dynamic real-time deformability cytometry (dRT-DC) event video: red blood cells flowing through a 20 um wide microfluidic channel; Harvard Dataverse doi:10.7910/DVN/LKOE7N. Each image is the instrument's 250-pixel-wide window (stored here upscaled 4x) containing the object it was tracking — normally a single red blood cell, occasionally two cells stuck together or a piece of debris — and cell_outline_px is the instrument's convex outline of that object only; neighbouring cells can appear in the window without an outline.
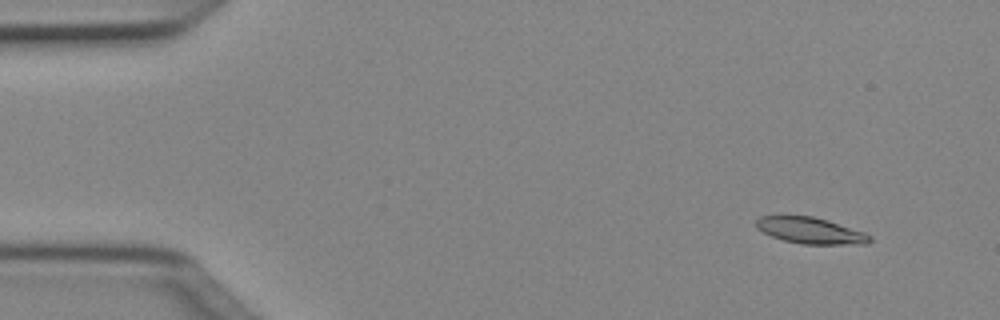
{"species": "Egyptian fruit bat (a non-hibernating species)", "species_latin": "Rousettus aegyptiacus", "temperature_condition": "cold", "stored_images_in_passage": 49, "camera_frame_rate_fps": 3000, "um_per_image_px": 0.085, "animal": {"sex": "female"}, "frame": {"image": 1, "passage_image": 3, "time_ms": 0.667, "image_size_px": [1000, 320], "cell_outline_px": [[872, 240], [868, 244], [804, 244], [784, 240], [772, 236], [756, 228], [756, 220], [760, 216], [784, 212], [812, 216], [828, 220], [864, 232], [872, 236]], "centroid_in_image_um": [68.83, 19.54], "position_along_channel_um": 16.2, "area_um2": 18.03}}
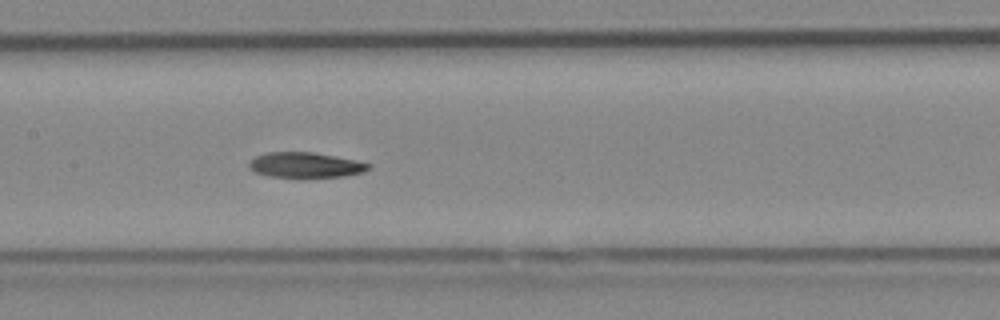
{"frame": {"image": 2, "passage_image": 23, "time_ms": 7.333, "image_size_px": [1000, 320], "cell_outline_px": [[372, 168], [364, 172], [344, 176], [300, 180], [268, 176], [256, 172], [248, 168], [248, 160], [256, 156], [268, 152], [312, 152], [356, 160], [372, 164]], "centroid_in_image_um": [25.96, 14.07], "position_along_channel_um": 181.4, "area_um2": 18.5}}
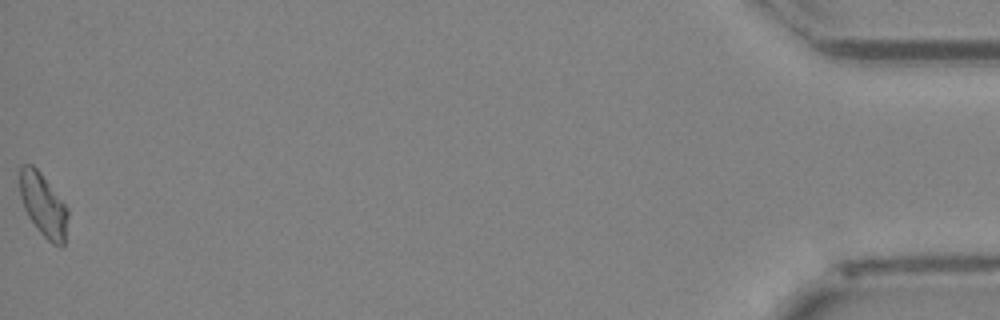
{"frame": {"image": 3, "passage_image": 49, "time_ms": 16.0, "image_size_px": [1000, 320], "cell_outline_px": [[68, 216], [64, 244], [60, 248], [52, 244], [40, 232], [28, 216], [24, 208], [20, 196], [20, 168], [24, 164], [32, 164], [40, 172], [68, 208]], "centroid_in_image_um": [3.69, 17.45], "position_along_channel_um": 431.5, "area_um2": 17.57}}